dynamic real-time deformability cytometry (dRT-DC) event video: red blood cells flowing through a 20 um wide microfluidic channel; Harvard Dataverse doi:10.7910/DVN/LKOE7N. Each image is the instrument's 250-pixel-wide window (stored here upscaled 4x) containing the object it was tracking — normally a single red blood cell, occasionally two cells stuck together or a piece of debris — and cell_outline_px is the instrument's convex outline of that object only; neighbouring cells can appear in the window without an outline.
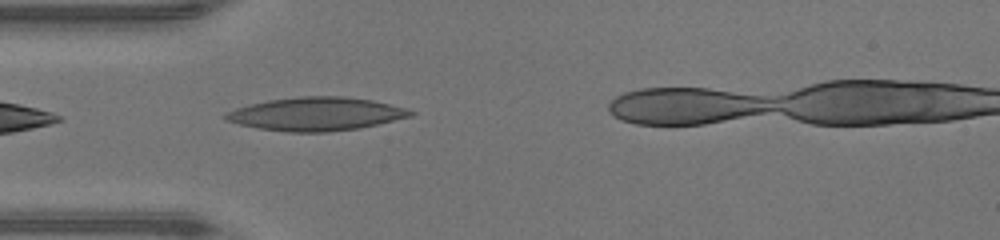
{"species": "human", "species_latin": "Homo sapiens", "temperature_condition": "warm", "stored_images_in_passage": 28, "camera_frame_rate_fps": 3000, "um_per_image_px": 0.085, "donor": {"sex": "male"}, "frame": {"image": 1, "passage_image": 1, "time_ms": 0.0, "image_size_px": [1000, 240], "cell_outline_px": [[416, 112], [412, 116], [360, 128], [328, 132], [288, 132], [260, 128], [240, 124], [224, 120], [224, 112], [236, 108], [268, 100], [300, 96], [344, 96], [372, 100], [404, 108]], "centroid_in_image_um": [26.86, 9.69], "position_along_channel_um": 58.1, "area_um2": 35.78}}
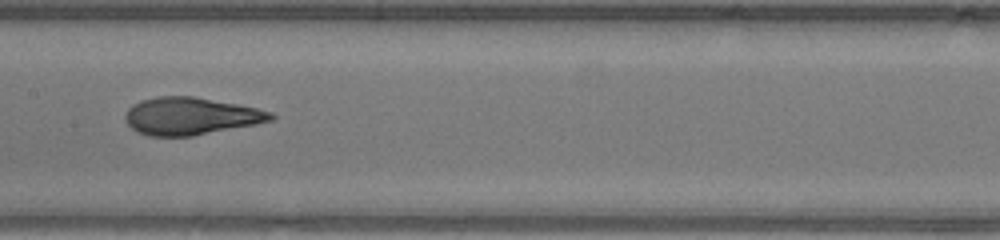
{"frame": {"image": 2, "passage_image": 10, "time_ms": 3.0, "image_size_px": [1000, 240], "cell_outline_px": [[276, 116], [272, 120], [256, 124], [192, 136], [148, 136], [136, 132], [124, 120], [124, 116], [128, 108], [132, 104], [140, 100], [160, 96], [192, 96], [236, 104], [256, 108], [272, 112]], "centroid_in_image_um": [16.16, 9.87], "position_along_channel_um": 191.2, "area_um2": 31.73}}
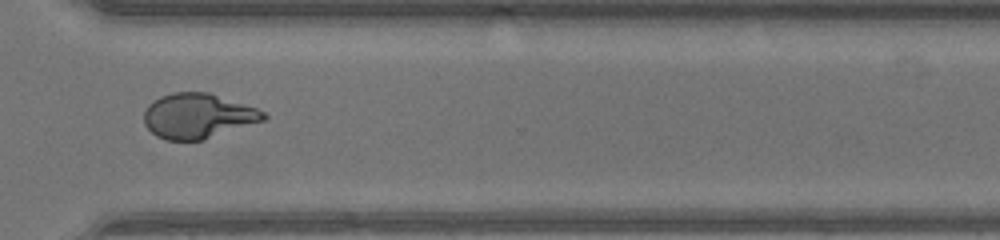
{"frame": {"image": 3, "passage_image": 21, "time_ms": 6.667, "image_size_px": [1000, 240], "cell_outline_px": [[268, 116], [264, 120], [204, 140], [168, 140], [156, 136], [144, 124], [144, 112], [148, 104], [152, 100], [160, 96], [172, 92], [208, 92], [256, 108], [264, 112]], "centroid_in_image_um": [16.79, 9.85], "position_along_channel_um": 353.8, "area_um2": 31.27}, "authors_computed_cell_mechanics": {"area_um2": 31.7611, "velocity_mm_per_s": 4.4502, "shape_relaxation_time_tau1_ms": null, "shape_relaxation_time_tau2_ms": 0.8839, "deformation_change_tau1": null, "deformation_change_tau2": 0.0801}}